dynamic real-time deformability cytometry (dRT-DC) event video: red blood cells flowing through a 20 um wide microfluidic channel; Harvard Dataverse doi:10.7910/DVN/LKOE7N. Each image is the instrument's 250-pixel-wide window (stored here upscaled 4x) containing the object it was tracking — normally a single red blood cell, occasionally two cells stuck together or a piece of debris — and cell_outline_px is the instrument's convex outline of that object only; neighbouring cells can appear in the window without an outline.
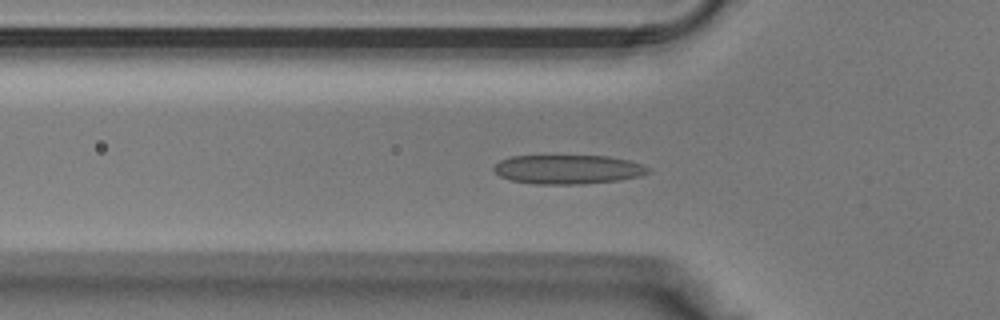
{"species": "Egyptian fruit bat (a non-hibernating species)", "species_latin": "Rousettus aegyptiacus", "temperature_condition": "warm", "stored_images_in_passage": 32, "camera_frame_rate_fps": 3000, "um_per_image_px": 0.085, "animal": {"sex": "male"}, "frame": {"image": 1, "passage_image": 5, "time_ms": 1.333, "image_size_px": [1000, 320], "cell_outline_px": [[652, 172], [640, 176], [620, 180], [580, 184], [540, 184], [512, 180], [500, 176], [492, 168], [500, 160], [512, 156], [608, 156], [628, 160], [644, 164], [652, 168]], "centroid_in_image_um": [48.35, 14.39], "position_along_channel_um": 77.5, "area_um2": 26.24}}
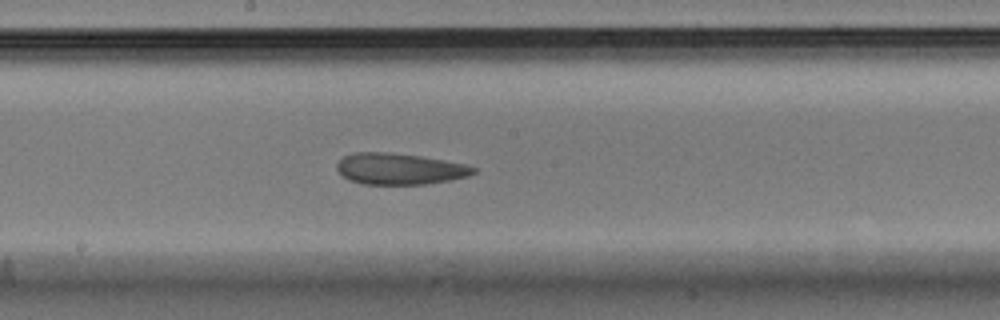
{"frame": {"image": 2, "passage_image": 13, "time_ms": 4.0, "image_size_px": [1000, 320], "cell_outline_px": [[476, 172], [468, 176], [448, 180], [424, 184], [360, 184], [348, 180], [336, 168], [336, 164], [344, 156], [352, 152], [388, 152], [420, 156], [464, 164], [476, 168]], "centroid_in_image_um": [33.92, 14.35], "position_along_channel_um": 214.3, "area_um2": 24.74}}
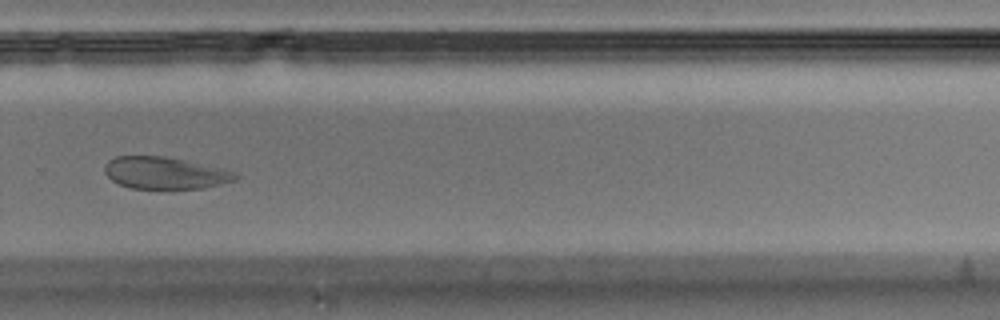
{"frame": {"image": 3, "passage_image": 19, "time_ms": 6.0, "image_size_px": [1000, 320], "cell_outline_px": [[240, 176], [236, 180], [204, 188], [172, 192], [128, 188], [112, 180], [104, 172], [104, 168], [108, 160], [116, 156], [164, 156], [184, 160], [240, 172]], "centroid_in_image_um": [14.06, 14.76], "position_along_channel_um": 315.7, "area_um2": 25.49}}